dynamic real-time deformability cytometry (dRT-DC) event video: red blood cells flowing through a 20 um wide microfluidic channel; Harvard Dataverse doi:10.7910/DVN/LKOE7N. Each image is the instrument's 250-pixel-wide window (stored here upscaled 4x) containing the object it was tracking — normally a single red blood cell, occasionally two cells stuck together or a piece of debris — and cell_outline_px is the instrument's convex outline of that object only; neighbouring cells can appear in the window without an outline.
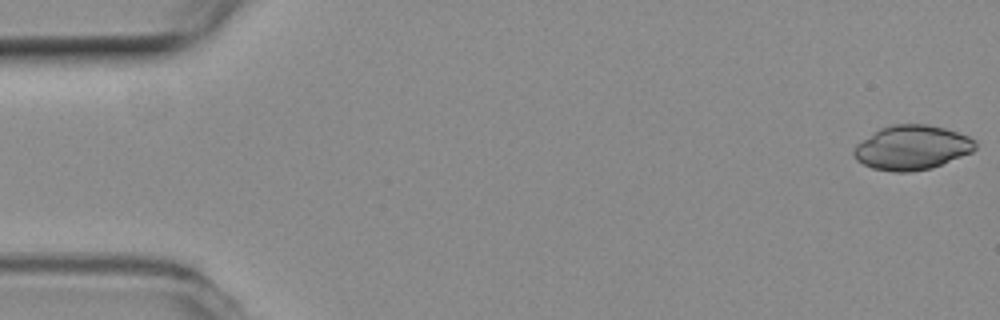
{"species": "common noctule bat (a hibernating species)", "species_latin": "Nyctalus noctula", "temperature_condition": "room temperature", "stored_images_in_passage": 56, "camera_frame_rate_fps": 3000, "um_per_image_px": 0.085, "animal": {"sex": "female", "body_mass_g": 19.3, "forearm_length_mm": 54.1}, "frame": {"image": 1, "passage_image": 1, "time_ms": 0.0, "image_size_px": [1000, 320], "cell_outline_px": [[976, 148], [972, 152], [932, 168], [912, 172], [896, 172], [872, 168], [856, 160], [852, 152], [852, 148], [856, 144], [880, 128], [892, 124], [928, 124], [944, 128], [968, 136], [976, 140]], "centroid_in_image_um": [77.5, 12.54], "position_along_channel_um": 7.5, "area_um2": 31.56}}